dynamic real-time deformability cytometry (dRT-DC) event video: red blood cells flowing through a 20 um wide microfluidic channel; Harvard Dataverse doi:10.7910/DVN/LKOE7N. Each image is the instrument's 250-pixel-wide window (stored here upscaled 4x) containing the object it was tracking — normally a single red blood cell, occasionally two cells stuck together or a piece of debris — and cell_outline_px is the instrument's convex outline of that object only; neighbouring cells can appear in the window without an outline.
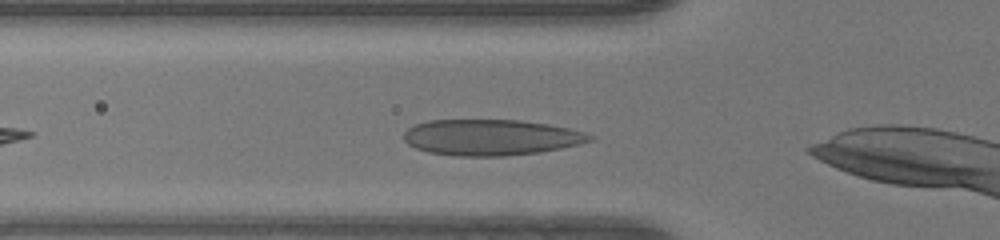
{"species": "human", "species_latin": "Homo sapiens", "temperature_condition": "warm", "stored_images_in_passage": 30, "camera_frame_rate_fps": 3000, "um_per_image_px": 0.085, "donor": {"sex": "female"}, "frame": {"image": 1, "passage_image": 2, "time_ms": 0.333, "image_size_px": [1000, 240], "cell_outline_px": [[596, 136], [592, 140], [580, 144], [540, 152], [504, 156], [456, 156], [428, 152], [416, 148], [408, 144], [404, 140], [404, 132], [408, 128], [416, 124], [428, 120], [520, 120], [548, 124], [568, 128], [584, 132]], "centroid_in_image_um": [41.73, 11.68], "position_along_channel_um": 84.1, "area_um2": 39.02}}
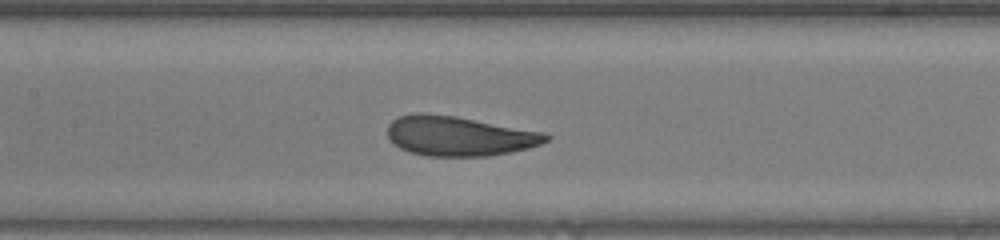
{"frame": {"image": 2, "passage_image": 8, "time_ms": 2.333, "image_size_px": [1000, 240], "cell_outline_px": [[552, 136], [548, 140], [540, 144], [528, 148], [512, 152], [488, 156], [424, 156], [408, 152], [400, 148], [388, 136], [388, 124], [392, 120], [400, 116], [420, 112], [456, 116], [544, 132]], "centroid_in_image_um": [39.03, 11.56], "position_along_channel_um": 168.4, "area_um2": 36.76}}
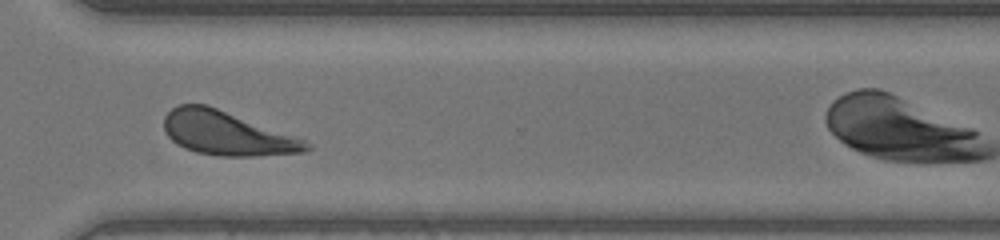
{"frame": {"image": 3, "passage_image": 21, "time_ms": 6.667, "image_size_px": [1000, 240], "cell_outline_px": [[312, 148], [304, 152], [252, 156], [220, 156], [196, 152], [184, 148], [176, 144], [164, 132], [164, 116], [172, 108], [180, 104], [208, 104], [304, 140], [312, 144]], "centroid_in_image_um": [19.24, 11.33], "position_along_channel_um": 351.4, "area_um2": 36.24}, "authors_computed_cell_mechanics": {"area_um2": 36.5007, "velocity_mm_per_s": 4.2144, "shape_relaxation_time_tau1_ms": 2.5507, "shape_relaxation_time_tau2_ms": 0.7044, "deformation_change_tau1": 0.1277, "deformation_change_tau2": 0.0619}}